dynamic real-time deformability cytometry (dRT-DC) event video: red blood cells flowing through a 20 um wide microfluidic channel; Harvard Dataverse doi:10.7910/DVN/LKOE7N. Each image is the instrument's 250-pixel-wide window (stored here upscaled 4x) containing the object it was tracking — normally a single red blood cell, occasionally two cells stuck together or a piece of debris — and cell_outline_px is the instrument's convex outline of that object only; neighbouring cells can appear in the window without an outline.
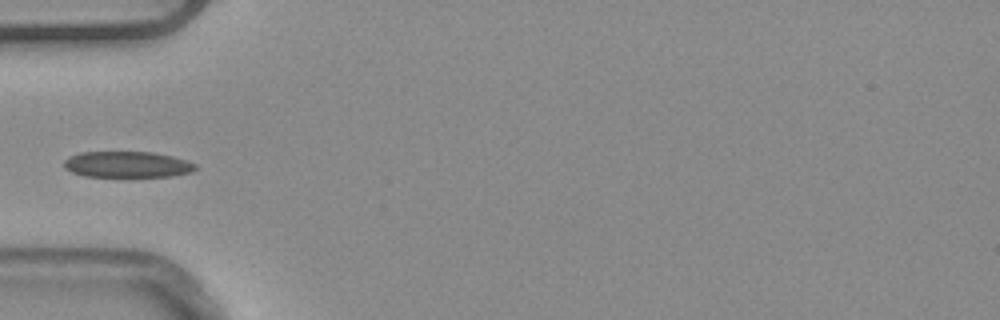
{"species": "common noctule bat (a hibernating species)", "species_latin": "Nyctalus noctula", "temperature_condition": "warm", "stored_images_in_passage": 5, "camera_frame_rate_fps": 3000, "um_per_image_px": 0.085, "animal": {"sex": "male", "body_mass_g": 20.4}, "frame": {"image": 1, "passage_image": 5, "time_ms": 1.333, "image_size_px": [1000, 320], "cell_outline_px": [[200, 168], [192, 172], [172, 176], [84, 176], [72, 172], [64, 168], [64, 160], [68, 156], [80, 152], [152, 152], [172, 156], [188, 160], [196, 164]], "centroid_in_image_um": [10.84, 13.97], "position_along_channel_um": 74.2, "area_um2": 20.11}}